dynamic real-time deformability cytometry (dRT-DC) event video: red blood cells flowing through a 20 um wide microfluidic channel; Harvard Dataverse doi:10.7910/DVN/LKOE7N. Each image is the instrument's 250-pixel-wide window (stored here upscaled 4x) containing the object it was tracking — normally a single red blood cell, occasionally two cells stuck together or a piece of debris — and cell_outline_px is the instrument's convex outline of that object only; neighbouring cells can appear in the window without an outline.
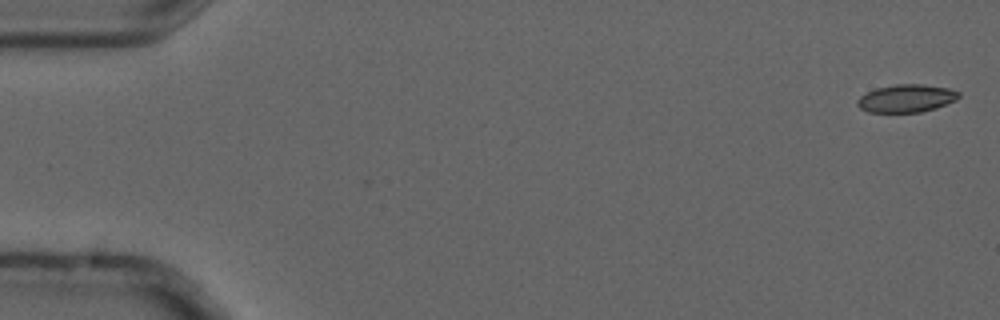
{"species": "common noctule bat (a hibernating species)", "species_latin": "Nyctalus noctula", "temperature_condition": "cold", "stored_images_in_passage": 5, "camera_frame_rate_fps": 3000, "um_per_image_px": 0.085, "animal": {"sex": "male", "forearm_length_mm": 52.5}, "frame": {"image": 1, "passage_image": 1, "time_ms": 0.0, "image_size_px": [1000, 320], "cell_outline_px": [[960, 96], [956, 100], [936, 108], [920, 112], [868, 112], [860, 108], [856, 104], [856, 100], [860, 96], [876, 88], [896, 84], [924, 84], [948, 88], [960, 92]], "centroid_in_image_um": [77.04, 8.36], "position_along_channel_um": 8.0, "area_um2": 16.47}}
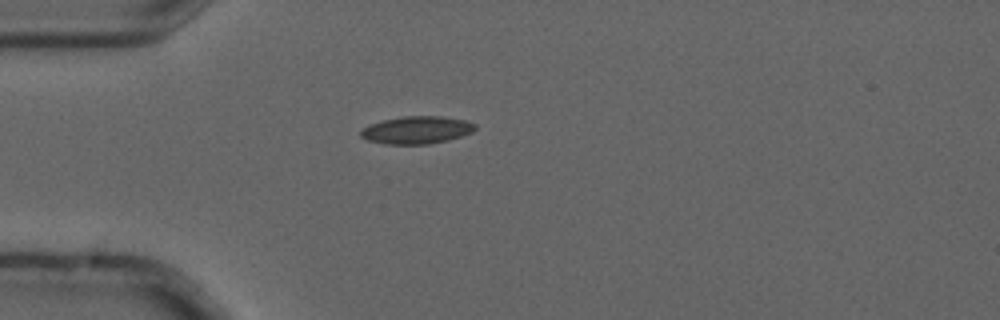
{"frame": {"image": 2, "passage_image": 5, "time_ms": 1.333, "image_size_px": [1000, 320], "cell_outline_px": [[476, 128], [472, 132], [448, 140], [428, 144], [384, 144], [368, 140], [360, 136], [360, 132], [368, 124], [384, 120], [404, 116], [440, 116], [464, 120], [476, 124]], "centroid_in_image_um": [35.41, 11.05], "position_along_channel_um": 49.6, "area_um2": 18.26}}